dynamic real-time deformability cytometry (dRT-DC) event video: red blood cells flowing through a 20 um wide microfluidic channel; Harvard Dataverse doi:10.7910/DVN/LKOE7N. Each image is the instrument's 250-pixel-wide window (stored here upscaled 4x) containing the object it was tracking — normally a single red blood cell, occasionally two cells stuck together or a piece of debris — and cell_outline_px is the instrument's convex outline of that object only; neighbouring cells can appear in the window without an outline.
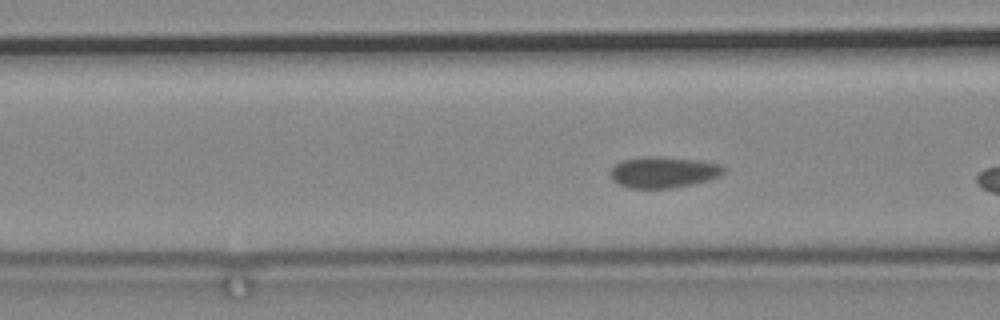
{"species": "common noctule bat (a hibernating species)", "species_latin": "Nyctalus noctula", "temperature_condition": "cold", "stored_images_in_passage": 7, "camera_frame_rate_fps": 3000, "um_per_image_px": 0.085, "animal": {"sex": "male", "body_mass_g": 19.2, "forearm_length_mm": 51.8}, "frame": {"image": 1, "passage_image": 5, "time_ms": 1.333, "image_size_px": [1000, 320], "cell_outline_px": [[728, 168], [720, 176], [708, 180], [692, 184], [672, 188], [628, 188], [612, 180], [608, 172], [620, 160], [648, 156], [664, 156], [700, 160], [720, 164]], "centroid_in_image_um": [56.4, 14.62], "position_along_channel_um": 110.2, "area_um2": 20.92}}